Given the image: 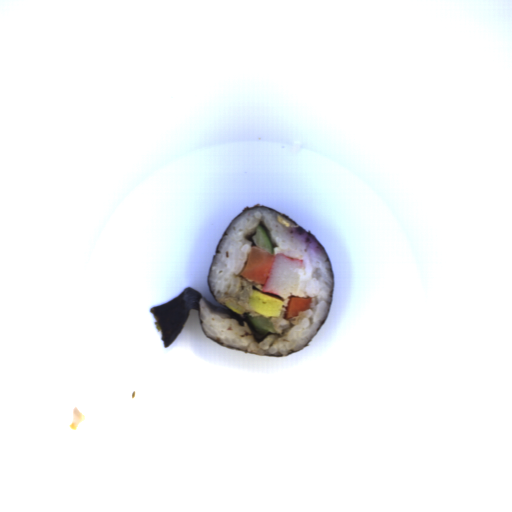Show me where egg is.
Wrapping results in <instances>:
<instances>
[{
    "instance_id": "obj_1",
    "label": "egg",
    "mask_w": 512,
    "mask_h": 512,
    "mask_svg": "<svg viewBox=\"0 0 512 512\" xmlns=\"http://www.w3.org/2000/svg\"><path fill=\"white\" fill-rule=\"evenodd\" d=\"M224 305L239 315L244 313L256 312L265 318H277L280 316L284 306L285 299L275 294L261 292L258 289H252L248 305L250 310H247L232 301H225Z\"/></svg>"
}]
</instances>
